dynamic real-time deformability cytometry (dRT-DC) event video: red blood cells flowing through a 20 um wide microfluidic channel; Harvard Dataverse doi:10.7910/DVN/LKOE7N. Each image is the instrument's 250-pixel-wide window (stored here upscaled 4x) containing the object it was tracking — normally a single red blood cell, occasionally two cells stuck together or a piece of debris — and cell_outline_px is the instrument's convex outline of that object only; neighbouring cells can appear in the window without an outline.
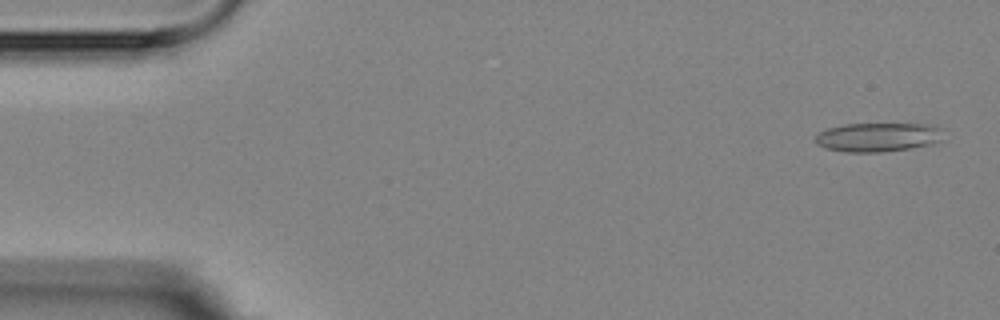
{"species": "Egyptian fruit bat (a non-hibernating species)", "species_latin": "Rousettus aegyptiacus", "temperature_condition": "room temperature", "stored_images_in_passage": 5, "camera_frame_rate_fps": 3000, "um_per_image_px": 0.085, "animal": {"sex": "female"}, "frame": {"image": 1, "passage_image": 1, "time_ms": 0.0, "image_size_px": [1000, 320], "cell_outline_px": [[940, 140], [932, 144], [912, 148], [880, 152], [844, 152], [824, 148], [816, 144], [816, 136], [820, 132], [828, 128], [844, 124], [916, 120], [936, 124], [940, 128]], "centroid_in_image_um": [74.71, 11.59], "position_along_channel_um": 10.3, "area_um2": 22.95}}
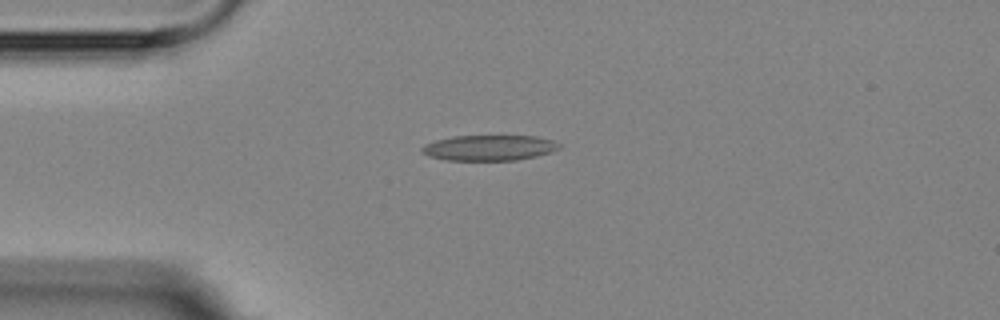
{"frame": {"image": 2, "passage_image": 4, "time_ms": 3.667, "image_size_px": [1000, 320], "cell_outline_px": [[560, 148], [552, 152], [536, 156], [516, 160], [444, 160], [428, 156], [420, 152], [420, 148], [424, 144], [436, 140], [452, 136], [536, 136], [552, 140], [560, 144]], "centroid_in_image_um": [41.55, 12.56], "position_along_channel_um": 43.5, "area_um2": 20.52}}